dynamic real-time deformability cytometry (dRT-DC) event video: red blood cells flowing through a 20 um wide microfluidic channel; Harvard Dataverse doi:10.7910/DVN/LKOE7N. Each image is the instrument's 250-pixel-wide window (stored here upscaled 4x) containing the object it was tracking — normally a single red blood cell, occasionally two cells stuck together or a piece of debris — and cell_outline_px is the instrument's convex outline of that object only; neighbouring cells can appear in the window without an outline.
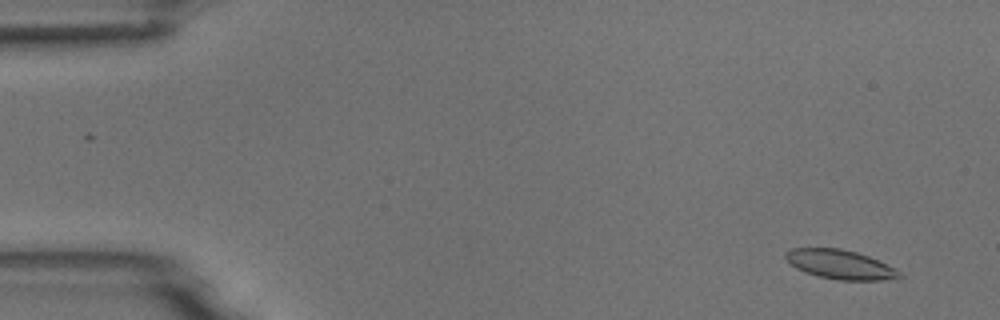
{"species": "common noctule bat (a hibernating species)", "species_latin": "Nyctalus noctula", "temperature_condition": "room temperature", "stored_images_in_passage": 11, "camera_frame_rate_fps": 3000, "um_per_image_px": 0.085, "animal": {"sex": "male", "body_mass_g": 18.8}, "frame": {"image": 1, "passage_image": 4, "time_ms": 1.0, "image_size_px": [1000, 320], "cell_outline_px": [[904, 276], [900, 280], [840, 280], [820, 276], [804, 272], [796, 268], [784, 256], [784, 252], [792, 248], [840, 248], [856, 252], [868, 256], [900, 272]], "centroid_in_image_um": [71.43, 22.49], "position_along_channel_um": 13.6, "area_um2": 19.25}}